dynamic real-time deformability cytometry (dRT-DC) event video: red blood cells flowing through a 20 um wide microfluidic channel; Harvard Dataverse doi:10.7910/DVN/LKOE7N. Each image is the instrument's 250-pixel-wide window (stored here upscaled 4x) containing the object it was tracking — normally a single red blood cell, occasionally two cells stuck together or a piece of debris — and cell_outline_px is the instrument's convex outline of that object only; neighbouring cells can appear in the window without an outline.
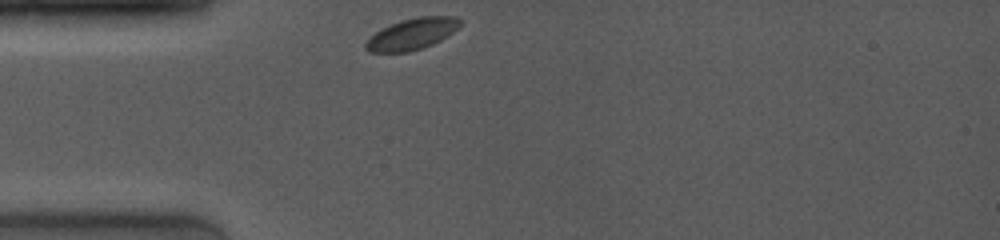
{"species": "common noctule bat (a hibernating species)", "species_latin": "Nyctalus noctula", "temperature_condition": "room temperature", "stored_images_in_passage": 1, "camera_frame_rate_fps": 4000, "um_per_image_px": 0.085, "animal": {"sex": "female", "body_mass_g": 19.0, "forearm_length_mm": 53.3}, "frame": {"image": 1, "passage_image": 1, "time_ms": 0.0, "image_size_px": [1000, 240], "cell_outline_px": [[460, 24], [452, 32], [440, 40], [432, 44], [408, 52], [368, 52], [364, 48], [364, 44], [380, 28], [400, 20], [420, 16], [452, 16], [460, 20]], "centroid_in_image_um": [34.97, 2.88], "position_along_channel_um": 50.0, "area_um2": 16.99}}